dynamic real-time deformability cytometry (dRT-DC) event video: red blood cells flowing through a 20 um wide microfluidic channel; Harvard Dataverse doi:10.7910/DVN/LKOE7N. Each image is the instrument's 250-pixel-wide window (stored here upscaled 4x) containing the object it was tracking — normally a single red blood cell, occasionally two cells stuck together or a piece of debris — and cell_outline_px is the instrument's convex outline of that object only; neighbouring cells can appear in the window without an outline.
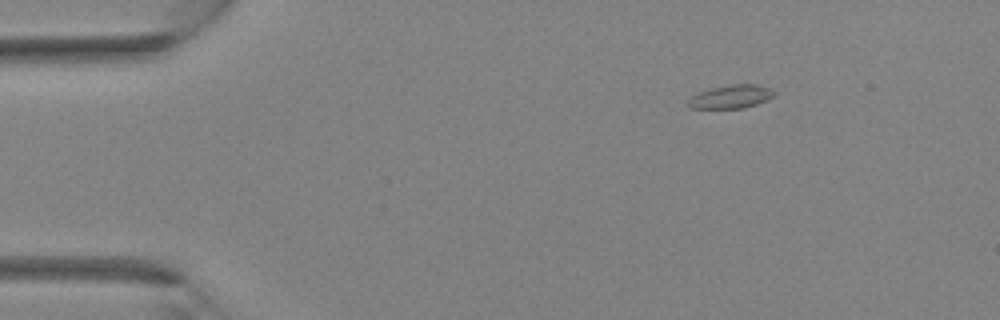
{"species": "Egyptian fruit bat (a non-hibernating species)", "species_latin": "Rousettus aegyptiacus", "temperature_condition": "room temperature", "stored_images_in_passage": 32, "camera_frame_rate_fps": 3000, "um_per_image_px": 0.085, "animal": {"sex": "female"}, "frame": {"image": 1, "passage_image": 1, "time_ms": 0.0, "image_size_px": [1000, 320], "cell_outline_px": [[776, 92], [768, 100], [744, 108], [688, 108], [684, 104], [692, 96], [700, 92], [712, 88], [732, 84], [756, 84], [768, 88]], "centroid_in_image_um": [62.1, 8.23], "position_along_channel_um": 22.9, "area_um2": 11.68}}
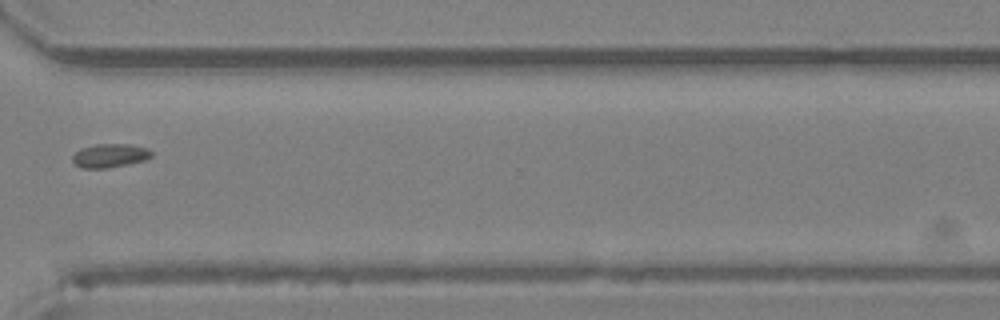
{"frame": {"image": 2, "passage_image": 23, "time_ms": 7.333, "image_size_px": [1000, 320], "cell_outline_px": [[152, 156], [148, 160], [108, 168], [80, 168], [72, 160], [72, 156], [80, 148], [96, 144], [128, 144], [148, 148], [152, 152]], "centroid_in_image_um": [9.36, 13.23], "position_along_channel_um": 361.2, "area_um2": 11.04}}
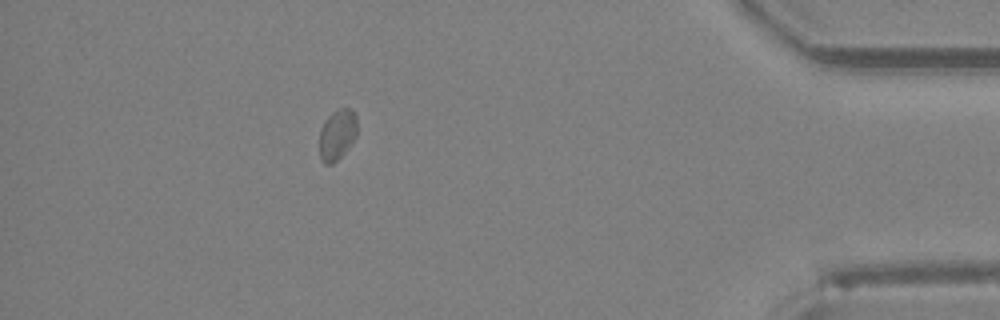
{"frame": {"image": 3, "passage_image": 28, "time_ms": 9.0, "image_size_px": [1000, 320], "cell_outline_px": [[356, 136], [348, 148], [332, 164], [324, 164], [320, 156], [320, 128], [328, 116], [336, 108], [348, 108], [356, 116]], "centroid_in_image_um": [28.65, 11.43], "position_along_channel_um": 406.6, "area_um2": 10.98}}